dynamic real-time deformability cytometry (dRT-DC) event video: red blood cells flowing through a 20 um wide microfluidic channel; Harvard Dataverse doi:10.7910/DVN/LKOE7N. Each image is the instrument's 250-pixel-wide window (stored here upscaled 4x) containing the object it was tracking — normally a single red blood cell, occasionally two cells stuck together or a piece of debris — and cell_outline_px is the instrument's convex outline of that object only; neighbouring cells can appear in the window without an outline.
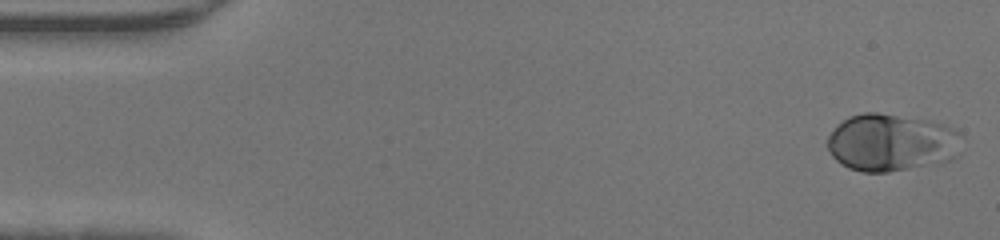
{"species": "human", "species_latin": "Homo sapiens", "temperature_condition": "warm", "stored_images_in_passage": 45, "camera_frame_rate_fps": 3000, "um_per_image_px": 0.085, "donor": {"sex": "male"}, "frame": {"image": 1, "passage_image": 1, "time_ms": 0.0, "image_size_px": [1000, 240], "cell_outline_px": [[964, 136], [952, 160], [940, 164], [888, 172], [860, 172], [848, 168], [840, 164], [832, 156], [828, 148], [828, 136], [844, 120], [852, 116], [864, 112], [876, 112], [932, 120], [944, 124], [960, 132]], "centroid_in_image_um": [75.82, 12.13], "position_along_channel_um": 9.2, "area_um2": 45.37}}
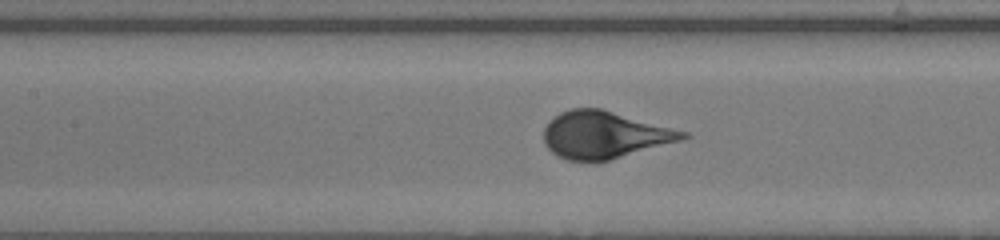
{"frame": {"image": 2, "passage_image": 20, "time_ms": 6.333, "image_size_px": [1000, 240], "cell_outline_px": [[692, 136], [680, 140], [608, 160], [568, 160], [556, 156], [544, 144], [544, 128], [560, 112], [572, 108], [600, 108], [688, 132]], "centroid_in_image_um": [51.35, 11.45], "position_along_channel_um": 156.0, "area_um2": 37.51}}
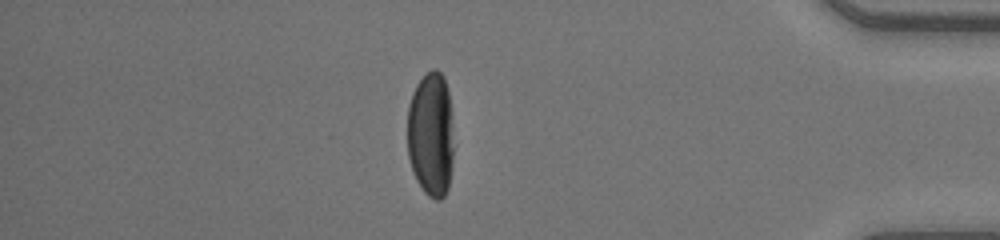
{"frame": {"image": 3, "passage_image": 39, "time_ms": 12.667, "image_size_px": [1000, 240], "cell_outline_px": [[452, 168], [448, 188], [444, 196], [440, 200], [436, 200], [428, 196], [424, 192], [416, 180], [408, 156], [408, 104], [412, 92], [416, 84], [432, 68], [436, 68], [444, 76], [448, 92], [452, 124]], "centroid_in_image_um": [36.62, 11.43], "position_along_channel_um": 398.6, "area_um2": 33.87}}